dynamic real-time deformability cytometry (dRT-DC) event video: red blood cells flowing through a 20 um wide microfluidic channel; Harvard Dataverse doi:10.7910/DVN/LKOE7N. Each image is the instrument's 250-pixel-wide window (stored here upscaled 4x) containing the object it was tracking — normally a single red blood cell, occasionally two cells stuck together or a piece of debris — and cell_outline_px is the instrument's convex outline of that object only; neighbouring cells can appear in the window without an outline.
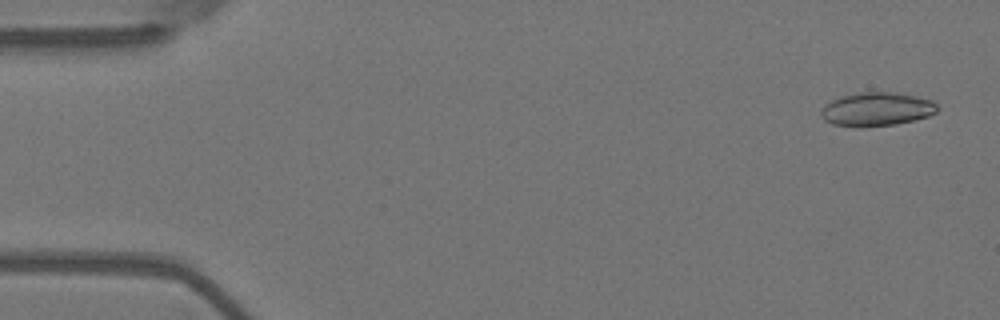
{"species": "Egyptian fruit bat (a non-hibernating species)", "species_latin": "Rousettus aegyptiacus", "temperature_condition": "warm", "stored_images_in_passage": 56, "camera_frame_rate_fps": 3000, "um_per_image_px": 0.085, "animal": {"sex": "female"}, "frame": {"image": 1, "passage_image": 3, "time_ms": 0.667, "image_size_px": [1000, 320], "cell_outline_px": [[940, 108], [936, 112], [928, 116], [916, 120], [896, 124], [832, 124], [824, 120], [820, 116], [820, 108], [824, 104], [840, 96], [860, 92], [896, 92], [916, 96], [932, 100]], "centroid_in_image_um": [74.54, 9.23], "position_along_channel_um": 10.5, "area_um2": 22.37}}
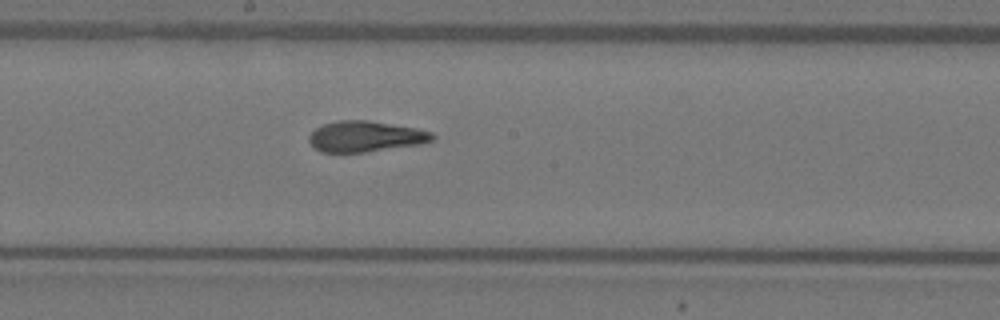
{"frame": {"image": 2, "passage_image": 30, "time_ms": 9.667, "image_size_px": [1000, 320], "cell_outline_px": [[436, 136], [432, 140], [420, 144], [364, 152], [320, 152], [308, 140], [308, 136], [316, 128], [324, 124], [336, 120], [368, 120], [416, 128], [432, 132]], "centroid_in_image_um": [31.06, 11.59], "position_along_channel_um": 217.1, "area_um2": 22.02}}
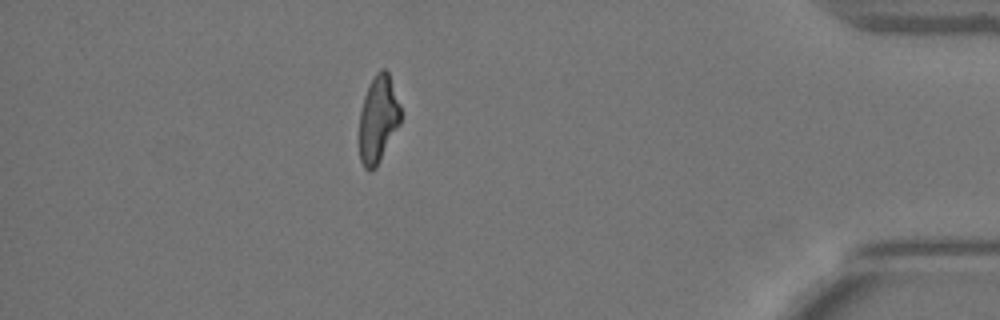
{"frame": {"image": 3, "passage_image": 49, "time_ms": 16.0, "image_size_px": [1000, 320], "cell_outline_px": [[400, 124], [376, 168], [372, 172], [368, 172], [364, 168], [360, 160], [360, 112], [364, 96], [368, 84], [376, 72], [380, 68], [384, 68], [388, 72], [400, 104]], "centroid_in_image_um": [32.14, 10.14], "position_along_channel_um": 403.1, "area_um2": 21.1}, "authors_computed_cell_mechanics": {"area_um2": 22.3975, "velocity_mm_per_s": 3.6647, "shape_relaxation_time_tau1_ms": 6.2136, "shape_relaxation_time_tau2_ms": 1.5473, "deformation_change_tau1": 0.2175, "deformation_change_tau2": 0.0973}}